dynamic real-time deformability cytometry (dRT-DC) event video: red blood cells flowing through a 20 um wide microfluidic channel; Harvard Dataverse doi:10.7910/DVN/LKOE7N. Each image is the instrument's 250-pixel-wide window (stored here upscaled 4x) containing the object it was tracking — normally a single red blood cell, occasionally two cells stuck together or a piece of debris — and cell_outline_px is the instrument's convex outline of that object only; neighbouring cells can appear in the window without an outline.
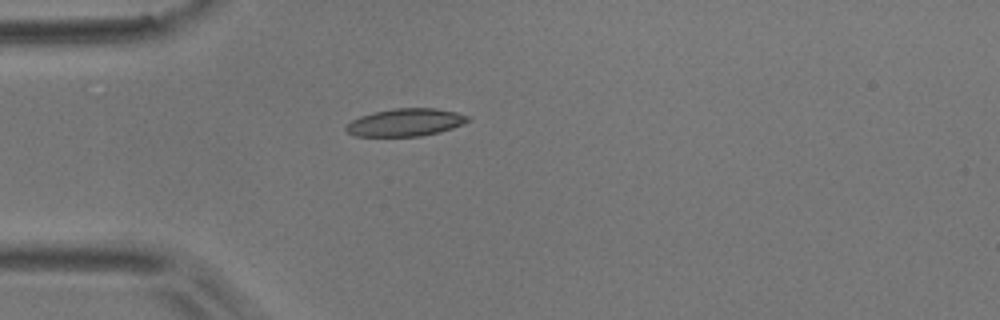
{"species": "common noctule bat (a hibernating species)", "species_latin": "Nyctalus noctula", "temperature_condition": "room temperature", "stored_images_in_passage": 39, "camera_frame_rate_fps": 3000, "um_per_image_px": 0.085, "animal": {"sex": "male", "body_mass_g": 17.9}, "frame": {"image": 1, "passage_image": 1, "time_ms": 0.0, "image_size_px": [1000, 320], "cell_outline_px": [[472, 120], [464, 124], [440, 132], [420, 136], [356, 136], [348, 132], [344, 128], [352, 120], [360, 116], [372, 112], [392, 108], [436, 108], [456, 112], [468, 116]], "centroid_in_image_um": [34.49, 10.39], "position_along_channel_um": 50.5, "area_um2": 19.71}}
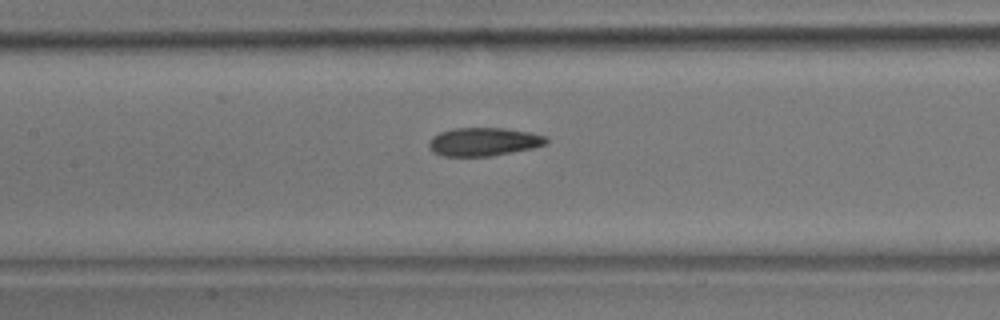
{"frame": {"image": 2, "passage_image": 11, "time_ms": 3.333, "image_size_px": [1000, 320], "cell_outline_px": [[548, 144], [532, 148], [492, 156], [444, 156], [432, 152], [428, 148], [428, 140], [432, 136], [440, 132], [452, 128], [504, 128], [528, 132], [544, 136], [548, 140]], "centroid_in_image_um": [41.06, 12.05], "position_along_channel_um": 166.3, "area_um2": 19.48}}
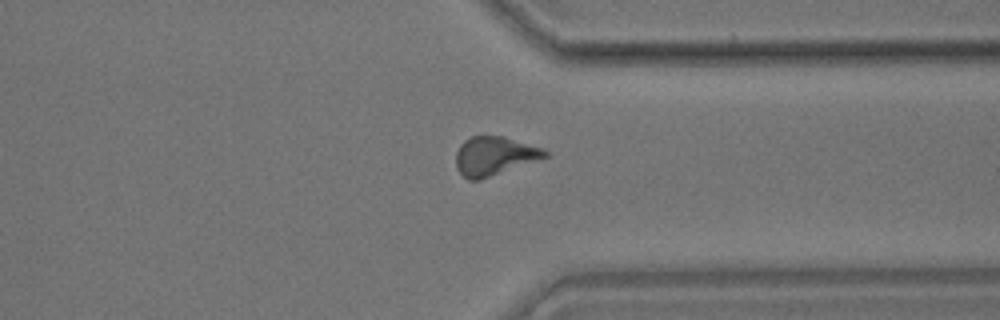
{"frame": {"image": 3, "passage_image": 27, "time_ms": 8.667, "image_size_px": [1000, 320], "cell_outline_px": [[548, 156], [480, 180], [468, 180], [456, 168], [456, 152], [460, 144], [464, 140], [472, 136], [504, 136], [544, 148], [548, 152]], "centroid_in_image_um": [42.01, 13.25], "position_along_channel_um": 369.4, "area_um2": 20.06}, "authors_computed_cell_mechanics": {"area_um2": 20.0566, "velocity_mm_per_s": 3.8301, "shape_relaxation_time_tau1_ms": 4.6082, "shape_relaxation_time_tau2_ms": 4.5612, "deformation_change_tau1": 0.1059, "deformation_change_tau2": 0.1288}}